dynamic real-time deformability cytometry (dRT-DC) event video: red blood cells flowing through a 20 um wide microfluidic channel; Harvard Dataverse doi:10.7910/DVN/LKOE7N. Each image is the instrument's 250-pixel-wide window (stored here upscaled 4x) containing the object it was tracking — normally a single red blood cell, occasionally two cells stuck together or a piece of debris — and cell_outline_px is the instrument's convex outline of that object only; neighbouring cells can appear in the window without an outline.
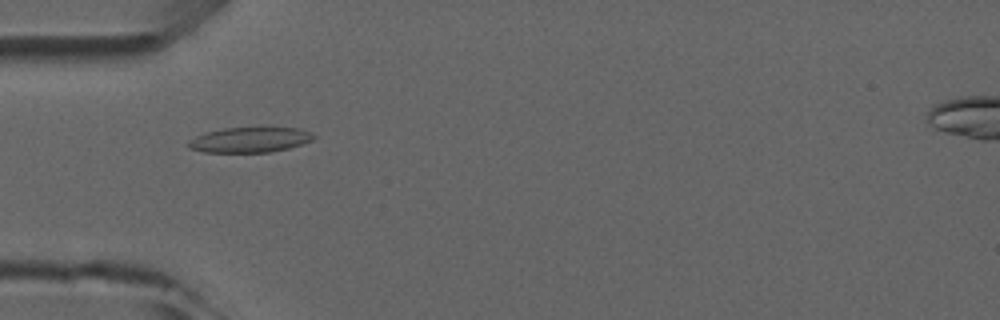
{"species": "common noctule bat (a hibernating species)", "species_latin": "Nyctalus noctula", "temperature_condition": "room temperature", "stored_images_in_passage": 8, "camera_frame_rate_fps": 3000, "um_per_image_px": 0.085, "animal": {"sex": "male", "forearm_length_mm": 52.5}, "frame": {"image": 1, "passage_image": 6, "time_ms": 6.333, "image_size_px": [1000, 320], "cell_outline_px": [[316, 136], [312, 140], [288, 148], [268, 152], [204, 152], [188, 148], [188, 140], [204, 132], [224, 128], [260, 124], [300, 128], [312, 132]], "centroid_in_image_um": [21.27, 11.82], "position_along_channel_um": 63.7, "area_um2": 19.42}}
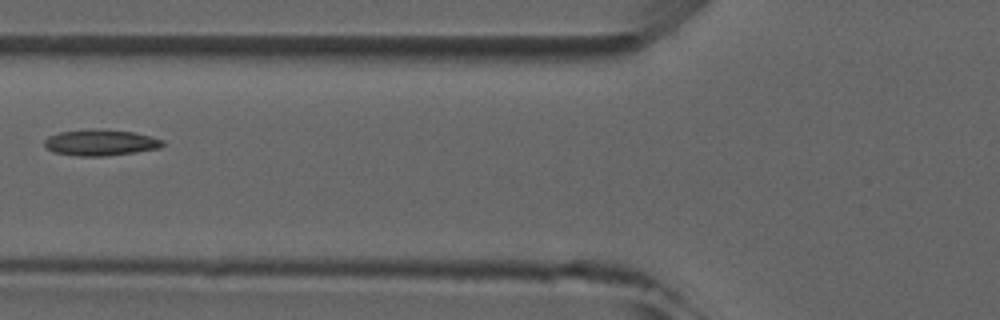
{"frame": {"image": 2, "passage_image": 7, "time_ms": 7.667, "image_size_px": [1000, 320], "cell_outline_px": [[164, 144], [160, 148], [136, 152], [104, 156], [80, 156], [56, 152], [48, 148], [44, 144], [44, 140], [48, 136], [60, 132], [92, 128], [96, 128], [132, 132], [152, 136], [164, 140]], "centroid_in_image_um": [8.58, 12.1], "position_along_channel_um": 117.2, "area_um2": 17.98}}
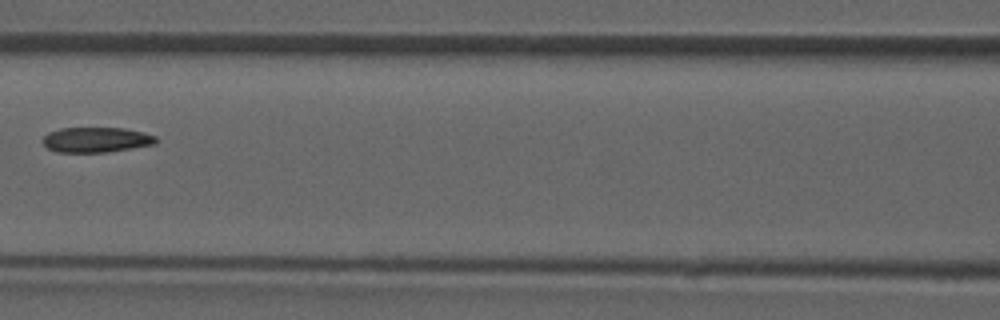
{"frame": {"image": 3, "passage_image": 8, "time_ms": 8.667, "image_size_px": [1000, 320], "cell_outline_px": [[160, 140], [156, 144], [108, 152], [56, 152], [48, 148], [40, 140], [48, 132], [60, 128], [124, 128], [156, 136]], "centroid_in_image_um": [8.17, 11.88], "position_along_channel_um": 158.4, "area_um2": 16.7}}